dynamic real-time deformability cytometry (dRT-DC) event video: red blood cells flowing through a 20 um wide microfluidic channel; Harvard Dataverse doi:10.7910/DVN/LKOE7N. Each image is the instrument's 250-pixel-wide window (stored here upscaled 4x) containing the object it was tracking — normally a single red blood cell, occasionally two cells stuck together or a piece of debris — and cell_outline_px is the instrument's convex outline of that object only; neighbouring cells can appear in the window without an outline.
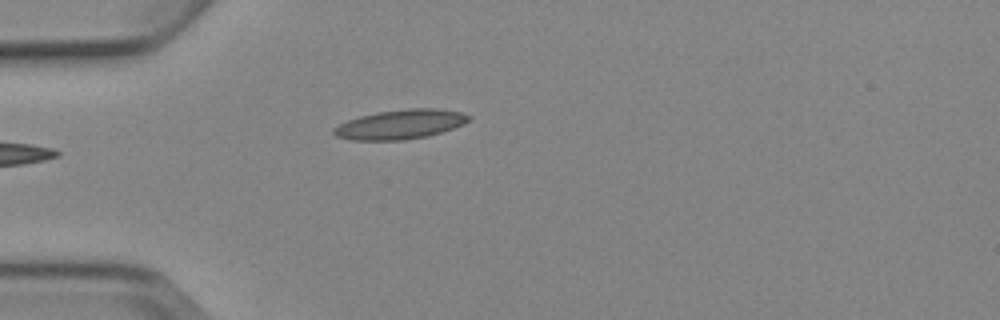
{"species": "Egyptian fruit bat (a non-hibernating species)", "species_latin": "Rousettus aegyptiacus", "temperature_condition": "cold", "stored_images_in_passage": 5, "camera_frame_rate_fps": 3000, "um_per_image_px": 0.085, "animal": {"sex": "female"}, "frame": {"image": 1, "passage_image": 5, "time_ms": 4.667, "image_size_px": [1000, 320], "cell_outline_px": [[472, 116], [464, 124], [428, 136], [404, 140], [352, 140], [336, 136], [332, 132], [332, 128], [348, 120], [360, 116], [376, 112], [408, 108], [436, 108], [460, 112]], "centroid_in_image_um": [34.01, 10.57], "position_along_channel_um": 51.0, "area_um2": 23.12}}